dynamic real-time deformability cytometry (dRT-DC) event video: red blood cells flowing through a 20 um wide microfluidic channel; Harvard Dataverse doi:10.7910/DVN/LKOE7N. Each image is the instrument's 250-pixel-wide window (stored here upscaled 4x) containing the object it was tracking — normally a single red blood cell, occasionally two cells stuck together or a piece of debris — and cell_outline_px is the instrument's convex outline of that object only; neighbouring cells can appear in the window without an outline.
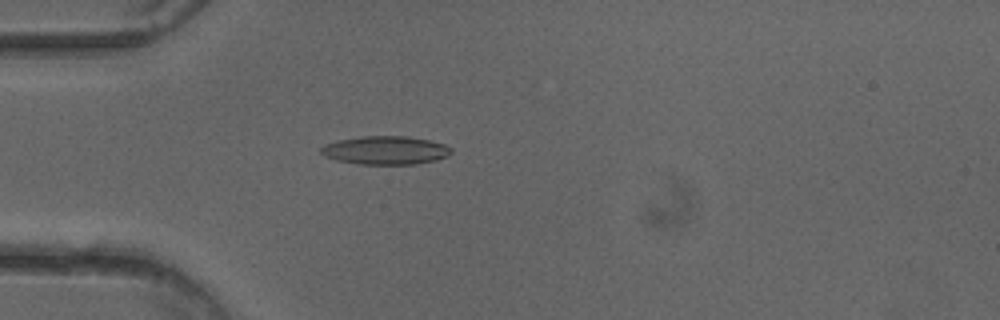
{"species": "common noctule bat (a hibernating species)", "species_latin": "Nyctalus noctula", "temperature_condition": "cold", "stored_images_in_passage": 51, "camera_frame_rate_fps": 3000, "um_per_image_px": 0.085, "animal": {"sex": "female"}, "frame": {"image": 1, "passage_image": 15, "time_ms": 4.667, "image_size_px": [1000, 320], "cell_outline_px": [[452, 152], [448, 156], [436, 160], [416, 164], [360, 164], [336, 160], [324, 156], [320, 152], [320, 148], [324, 144], [336, 140], [360, 136], [408, 136], [428, 140], [444, 144], [452, 148]], "centroid_in_image_um": [32.74, 12.77], "position_along_channel_um": 52.3, "area_um2": 21.73}}
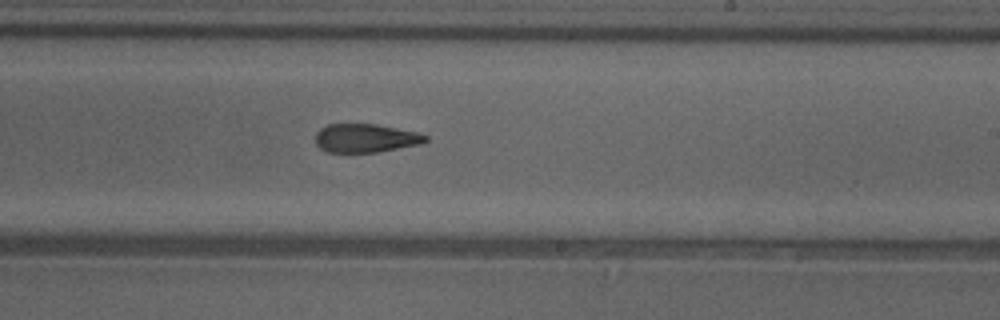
{"frame": {"image": 2, "passage_image": 31, "time_ms": 10.0, "image_size_px": [1000, 320], "cell_outline_px": [[428, 140], [420, 144], [376, 152], [328, 152], [320, 148], [316, 144], [316, 132], [320, 128], [328, 124], [376, 124], [420, 132], [428, 136]], "centroid_in_image_um": [31.09, 11.73], "position_along_channel_um": 257.9, "area_um2": 18.38}}
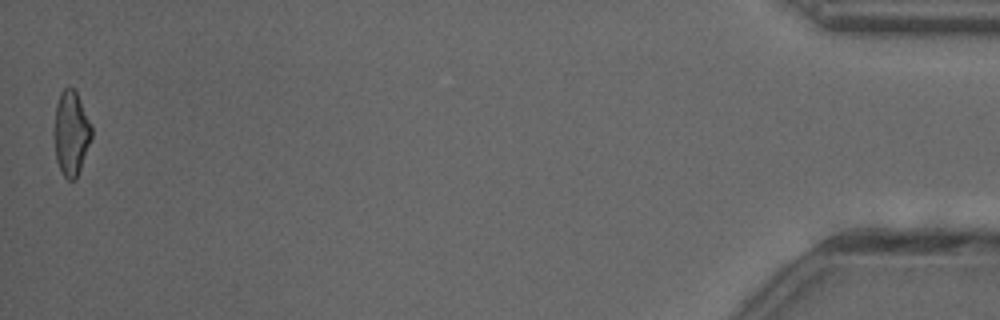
{"frame": {"image": 3, "passage_image": 51, "time_ms": 16.667, "image_size_px": [1000, 320], "cell_outline_px": [[92, 136], [76, 180], [68, 180], [64, 176], [56, 160], [56, 104], [60, 92], [64, 88], [72, 88], [76, 92], [92, 128]], "centroid_in_image_um": [6.06, 11.34], "position_along_channel_um": 429.1, "area_um2": 17.69}, "authors_computed_cell_mechanics": {"area_um2": 19.941, "velocity_mm_per_s": 4.0275, "shape_relaxation_time_tau1_ms": null, "shape_relaxation_time_tau2_ms": 3.8013, "deformation_change_tau1": null, "deformation_change_tau2": 0.1348}}